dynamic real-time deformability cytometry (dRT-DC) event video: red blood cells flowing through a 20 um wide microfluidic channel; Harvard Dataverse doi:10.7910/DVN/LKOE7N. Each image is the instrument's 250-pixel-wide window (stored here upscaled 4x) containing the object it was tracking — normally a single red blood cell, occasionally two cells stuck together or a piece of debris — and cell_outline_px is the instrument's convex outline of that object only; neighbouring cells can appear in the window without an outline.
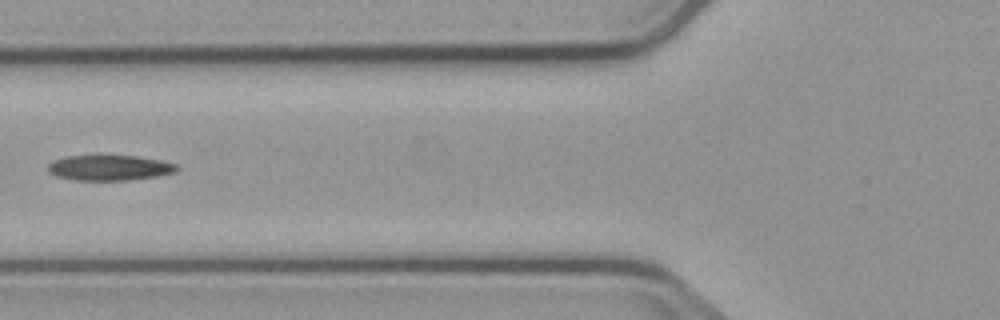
{"species": "common noctule bat (a hibernating species)", "species_latin": "Nyctalus noctula", "temperature_condition": "cold", "stored_images_in_passage": 6, "camera_frame_rate_fps": 3000, "um_per_image_px": 0.085, "animal": {"sex": "male", "body_mass_g": 23.1, "forearm_length_mm": 52.7}, "frame": {"image": 1, "passage_image": 5, "time_ms": 5.0, "image_size_px": [1000, 320], "cell_outline_px": [[180, 168], [176, 172], [156, 176], [132, 180], [76, 180], [56, 176], [48, 172], [48, 164], [52, 160], [68, 156], [136, 156], [160, 160], [176, 164]], "centroid_in_image_um": [9.31, 14.26], "position_along_channel_um": 116.5, "area_um2": 19.02}}
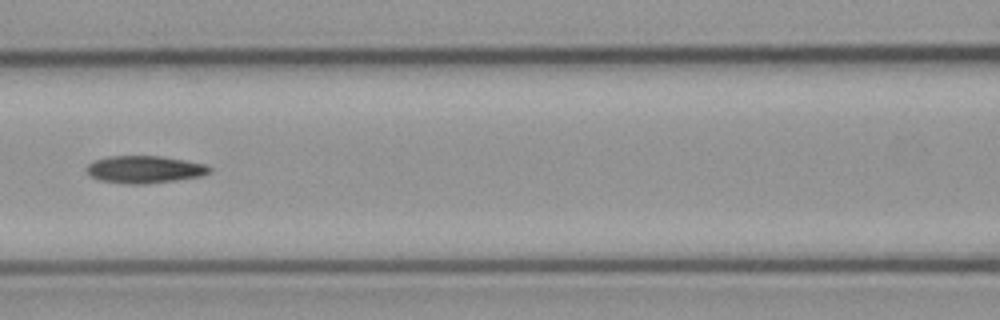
{"frame": {"image": 2, "passage_image": 6, "time_ms": 6.0, "image_size_px": [1000, 320], "cell_outline_px": [[212, 172], [200, 176], [176, 180], [148, 184], [124, 184], [100, 180], [88, 176], [84, 168], [92, 160], [108, 156], [160, 156], [208, 164], [212, 168]], "centroid_in_image_um": [12.25, 14.4], "position_along_channel_um": 154.3, "area_um2": 20.0}}